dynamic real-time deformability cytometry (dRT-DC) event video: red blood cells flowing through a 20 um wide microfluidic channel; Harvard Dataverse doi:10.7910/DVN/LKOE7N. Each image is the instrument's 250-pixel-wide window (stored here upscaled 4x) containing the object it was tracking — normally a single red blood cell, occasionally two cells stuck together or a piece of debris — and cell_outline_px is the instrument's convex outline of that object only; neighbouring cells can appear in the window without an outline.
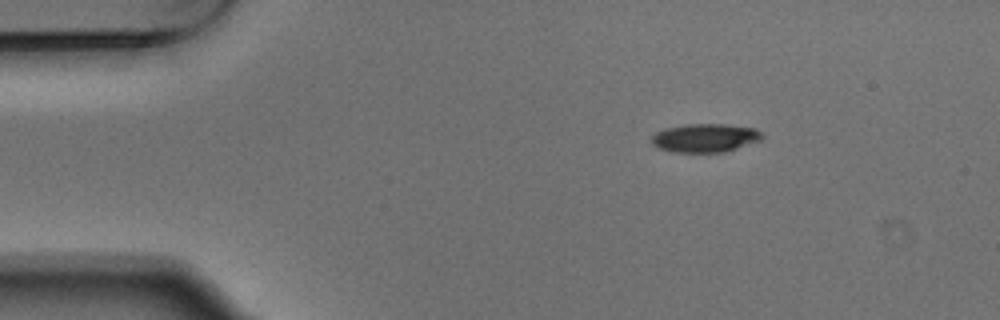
{"species": "Egyptian fruit bat (a non-hibernating species)", "species_latin": "Rousettus aegyptiacus", "temperature_condition": "warm", "stored_images_in_passage": 3, "camera_frame_rate_fps": 3000, "um_per_image_px": 0.085, "animal": {"sex": "male"}, "frame": {"image": 1, "passage_image": 1, "time_ms": 0.0, "image_size_px": [1000, 320], "cell_outline_px": [[764, 136], [760, 140], [724, 152], [672, 152], [660, 148], [652, 144], [652, 136], [656, 132], [664, 128], [684, 124], [724, 124], [756, 128], [764, 132]], "centroid_in_image_um": [59.95, 11.71], "position_along_channel_um": 25.1, "area_um2": 18.44}}